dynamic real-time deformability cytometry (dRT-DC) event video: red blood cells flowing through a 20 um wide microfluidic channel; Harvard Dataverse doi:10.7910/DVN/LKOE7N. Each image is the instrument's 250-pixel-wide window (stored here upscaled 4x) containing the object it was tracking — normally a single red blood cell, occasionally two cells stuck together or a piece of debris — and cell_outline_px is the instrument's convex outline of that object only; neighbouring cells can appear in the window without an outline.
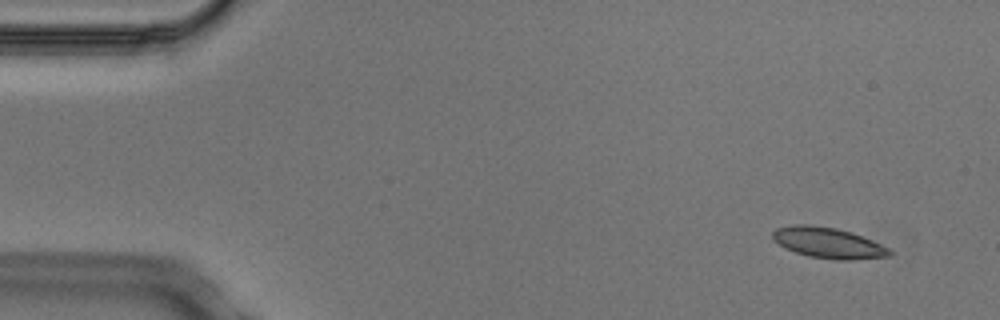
{"species": "Egyptian fruit bat (a non-hibernating species)", "species_latin": "Rousettus aegyptiacus", "temperature_condition": "cold", "stored_images_in_passage": 4, "camera_frame_rate_fps": 3000, "um_per_image_px": 0.085, "animal": {"sex": "male"}, "frame": {"image": 1, "passage_image": 4, "time_ms": 1.0, "image_size_px": [1000, 320], "cell_outline_px": [[892, 256], [852, 260], [836, 260], [808, 256], [784, 248], [772, 236], [772, 232], [776, 228], [792, 224], [808, 224], [836, 228], [852, 232], [872, 240], [888, 248], [892, 252]], "centroid_in_image_um": [70.4, 20.64], "position_along_channel_um": 14.6, "area_um2": 20.98}}